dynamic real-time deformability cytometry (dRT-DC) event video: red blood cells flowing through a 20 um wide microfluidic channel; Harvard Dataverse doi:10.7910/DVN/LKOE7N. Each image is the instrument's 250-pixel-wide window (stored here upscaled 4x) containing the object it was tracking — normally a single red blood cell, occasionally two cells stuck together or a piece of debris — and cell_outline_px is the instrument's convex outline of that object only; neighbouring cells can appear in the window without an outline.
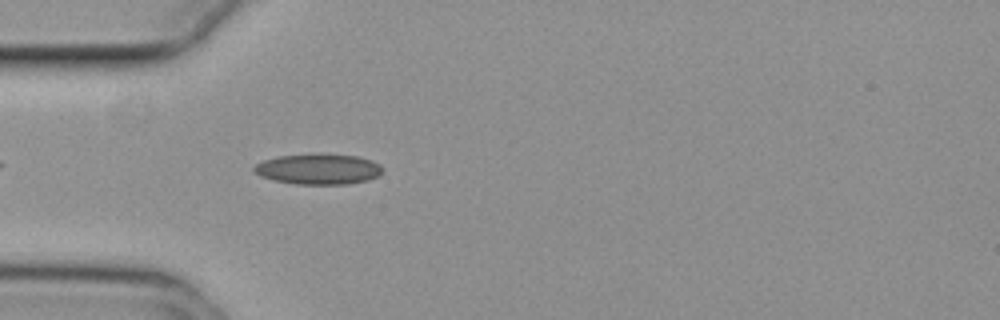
{"species": "common noctule bat (a hibernating species)", "species_latin": "Nyctalus noctula", "temperature_condition": "cold", "stored_images_in_passage": 43, "camera_frame_rate_fps": 3000, "um_per_image_px": 0.085, "animal": {"sex": "female", "body_mass_g": 29.2, "forearm_length_mm": 56.3}, "frame": {"image": 1, "passage_image": 4, "time_ms": 1.0, "image_size_px": [1000, 320], "cell_outline_px": [[384, 168], [380, 176], [368, 180], [348, 184], [296, 184], [276, 180], [260, 176], [252, 168], [256, 164], [264, 160], [280, 156], [356, 156], [372, 160], [380, 164]], "centroid_in_image_um": [27.12, 14.41], "position_along_channel_um": 57.9, "area_um2": 22.14}}
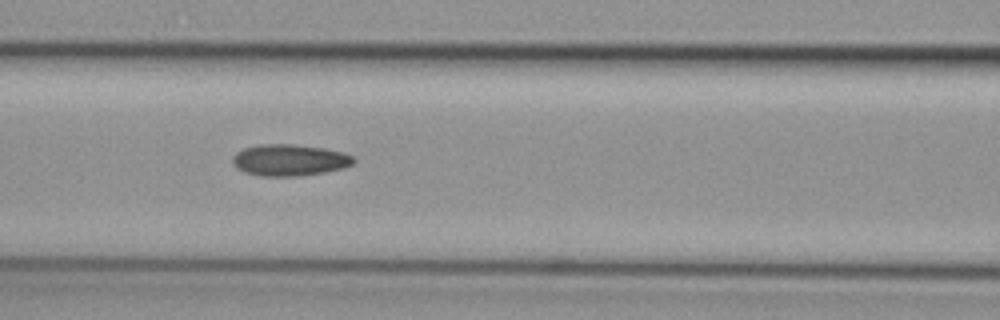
{"frame": {"image": 2, "passage_image": 11, "time_ms": 3.333, "image_size_px": [1000, 320], "cell_outline_px": [[356, 160], [352, 164], [344, 168], [324, 172], [300, 176], [260, 176], [244, 172], [236, 168], [232, 164], [232, 156], [236, 152], [244, 148], [260, 144], [292, 144], [324, 148], [344, 152], [352, 156]], "centroid_in_image_um": [24.59, 13.61], "position_along_channel_um": 142.0, "area_um2": 22.43}}
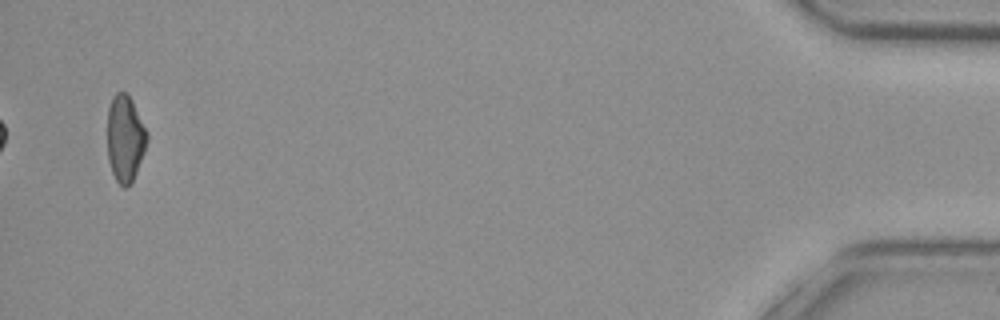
{"frame": {"image": 3, "passage_image": 41, "time_ms": 13.333, "image_size_px": [1000, 320], "cell_outline_px": [[148, 140], [144, 152], [136, 172], [128, 188], [124, 188], [116, 180], [112, 172], [108, 160], [108, 108], [112, 96], [116, 92], [128, 92], [148, 132]], "centroid_in_image_um": [10.64, 11.74], "position_along_channel_um": 424.6, "area_um2": 20.11}, "authors_computed_cell_mechanics": {"area_um2": 20.808, "velocity_mm_per_s": 3.7469, "shape_relaxation_time_tau1_ms": null, "shape_relaxation_time_tau2_ms": 5.2618, "deformation_change_tau1": null, "deformation_change_tau2": 0.1201}}